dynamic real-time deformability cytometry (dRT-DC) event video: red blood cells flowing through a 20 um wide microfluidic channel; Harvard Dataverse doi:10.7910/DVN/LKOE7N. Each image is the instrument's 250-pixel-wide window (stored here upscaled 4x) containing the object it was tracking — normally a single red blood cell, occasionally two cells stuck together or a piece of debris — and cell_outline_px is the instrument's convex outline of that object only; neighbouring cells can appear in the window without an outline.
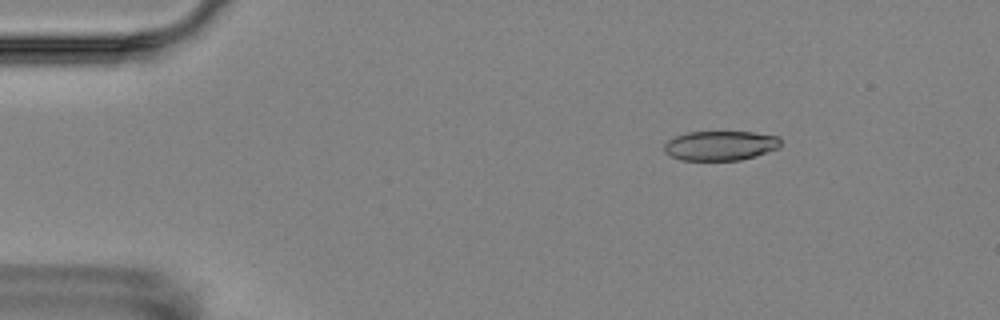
{"species": "Egyptian fruit bat (a non-hibernating species)", "species_latin": "Rousettus aegyptiacus", "temperature_condition": "room temperature", "stored_images_in_passage": 6, "camera_frame_rate_fps": 3000, "um_per_image_px": 0.085, "animal": {"sex": "female"}, "frame": {"image": 1, "passage_image": 3, "time_ms": 2.333, "image_size_px": [1000, 320], "cell_outline_px": [[780, 148], [756, 156], [740, 160], [680, 160], [664, 152], [664, 144], [668, 140], [676, 136], [688, 132], [752, 132], [780, 136]], "centroid_in_image_um": [61.25, 12.38], "position_along_channel_um": 23.7, "area_um2": 20.17}}